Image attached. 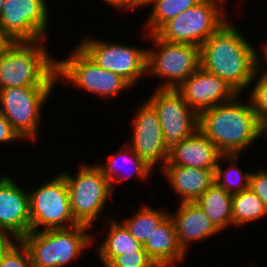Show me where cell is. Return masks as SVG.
Wrapping results in <instances>:
<instances>
[{
    "instance_id": "cell-29",
    "label": "cell",
    "mask_w": 267,
    "mask_h": 267,
    "mask_svg": "<svg viewBox=\"0 0 267 267\" xmlns=\"http://www.w3.org/2000/svg\"><path fill=\"white\" fill-rule=\"evenodd\" d=\"M0 267H33L30 252L22 240H16L0 257Z\"/></svg>"
},
{
    "instance_id": "cell-15",
    "label": "cell",
    "mask_w": 267,
    "mask_h": 267,
    "mask_svg": "<svg viewBox=\"0 0 267 267\" xmlns=\"http://www.w3.org/2000/svg\"><path fill=\"white\" fill-rule=\"evenodd\" d=\"M198 114L202 111L232 101L239 93L224 79L199 67L177 89Z\"/></svg>"
},
{
    "instance_id": "cell-36",
    "label": "cell",
    "mask_w": 267,
    "mask_h": 267,
    "mask_svg": "<svg viewBox=\"0 0 267 267\" xmlns=\"http://www.w3.org/2000/svg\"><path fill=\"white\" fill-rule=\"evenodd\" d=\"M261 51H264V52H263V54L261 53V55L259 54V70L267 77V47H263V50H261ZM262 55H264V56H262ZM262 57H264V58H262ZM261 63H264L262 65H265L266 64L265 67L262 68V69L260 67V64Z\"/></svg>"
},
{
    "instance_id": "cell-22",
    "label": "cell",
    "mask_w": 267,
    "mask_h": 267,
    "mask_svg": "<svg viewBox=\"0 0 267 267\" xmlns=\"http://www.w3.org/2000/svg\"><path fill=\"white\" fill-rule=\"evenodd\" d=\"M221 232L233 226L232 194L214 182L196 201Z\"/></svg>"
},
{
    "instance_id": "cell-28",
    "label": "cell",
    "mask_w": 267,
    "mask_h": 267,
    "mask_svg": "<svg viewBox=\"0 0 267 267\" xmlns=\"http://www.w3.org/2000/svg\"><path fill=\"white\" fill-rule=\"evenodd\" d=\"M253 81L257 82L254 84L248 100L251 101L259 122L265 127L267 125V77L258 69Z\"/></svg>"
},
{
    "instance_id": "cell-1",
    "label": "cell",
    "mask_w": 267,
    "mask_h": 267,
    "mask_svg": "<svg viewBox=\"0 0 267 267\" xmlns=\"http://www.w3.org/2000/svg\"><path fill=\"white\" fill-rule=\"evenodd\" d=\"M200 67L224 79L239 94L259 69V53L227 20L200 46Z\"/></svg>"
},
{
    "instance_id": "cell-3",
    "label": "cell",
    "mask_w": 267,
    "mask_h": 267,
    "mask_svg": "<svg viewBox=\"0 0 267 267\" xmlns=\"http://www.w3.org/2000/svg\"><path fill=\"white\" fill-rule=\"evenodd\" d=\"M46 41L11 42L0 55V90L9 87H55L58 81L56 58L48 53Z\"/></svg>"
},
{
    "instance_id": "cell-35",
    "label": "cell",
    "mask_w": 267,
    "mask_h": 267,
    "mask_svg": "<svg viewBox=\"0 0 267 267\" xmlns=\"http://www.w3.org/2000/svg\"><path fill=\"white\" fill-rule=\"evenodd\" d=\"M155 0H131V10H135L137 8H146L147 5H150L154 2Z\"/></svg>"
},
{
    "instance_id": "cell-37",
    "label": "cell",
    "mask_w": 267,
    "mask_h": 267,
    "mask_svg": "<svg viewBox=\"0 0 267 267\" xmlns=\"http://www.w3.org/2000/svg\"><path fill=\"white\" fill-rule=\"evenodd\" d=\"M11 44V41L0 30V55Z\"/></svg>"
},
{
    "instance_id": "cell-13",
    "label": "cell",
    "mask_w": 267,
    "mask_h": 267,
    "mask_svg": "<svg viewBox=\"0 0 267 267\" xmlns=\"http://www.w3.org/2000/svg\"><path fill=\"white\" fill-rule=\"evenodd\" d=\"M48 13L46 0H5L0 30L11 42L46 40Z\"/></svg>"
},
{
    "instance_id": "cell-31",
    "label": "cell",
    "mask_w": 267,
    "mask_h": 267,
    "mask_svg": "<svg viewBox=\"0 0 267 267\" xmlns=\"http://www.w3.org/2000/svg\"><path fill=\"white\" fill-rule=\"evenodd\" d=\"M249 188L264 202L267 207V170L258 169L250 173Z\"/></svg>"
},
{
    "instance_id": "cell-16",
    "label": "cell",
    "mask_w": 267,
    "mask_h": 267,
    "mask_svg": "<svg viewBox=\"0 0 267 267\" xmlns=\"http://www.w3.org/2000/svg\"><path fill=\"white\" fill-rule=\"evenodd\" d=\"M12 176L0 177V228L21 240L31 231L29 192Z\"/></svg>"
},
{
    "instance_id": "cell-40",
    "label": "cell",
    "mask_w": 267,
    "mask_h": 267,
    "mask_svg": "<svg viewBox=\"0 0 267 267\" xmlns=\"http://www.w3.org/2000/svg\"><path fill=\"white\" fill-rule=\"evenodd\" d=\"M267 42V41H266ZM262 47H267V43H265V44H263V46Z\"/></svg>"
},
{
    "instance_id": "cell-25",
    "label": "cell",
    "mask_w": 267,
    "mask_h": 267,
    "mask_svg": "<svg viewBox=\"0 0 267 267\" xmlns=\"http://www.w3.org/2000/svg\"><path fill=\"white\" fill-rule=\"evenodd\" d=\"M169 214V212L156 210L144 204L137 212H134L130 218L128 217L124 219L125 221L123 220L121 222L126 226L132 236L144 245L155 228H157Z\"/></svg>"
},
{
    "instance_id": "cell-20",
    "label": "cell",
    "mask_w": 267,
    "mask_h": 267,
    "mask_svg": "<svg viewBox=\"0 0 267 267\" xmlns=\"http://www.w3.org/2000/svg\"><path fill=\"white\" fill-rule=\"evenodd\" d=\"M143 248L158 267H174L185 260L186 253L180 247L174 221L170 214L155 228Z\"/></svg>"
},
{
    "instance_id": "cell-23",
    "label": "cell",
    "mask_w": 267,
    "mask_h": 267,
    "mask_svg": "<svg viewBox=\"0 0 267 267\" xmlns=\"http://www.w3.org/2000/svg\"><path fill=\"white\" fill-rule=\"evenodd\" d=\"M107 222H109L107 236L98 245L96 251L103 266L115 256L125 252L141 251L143 249V245L132 236L122 222L117 221L115 218Z\"/></svg>"
},
{
    "instance_id": "cell-34",
    "label": "cell",
    "mask_w": 267,
    "mask_h": 267,
    "mask_svg": "<svg viewBox=\"0 0 267 267\" xmlns=\"http://www.w3.org/2000/svg\"><path fill=\"white\" fill-rule=\"evenodd\" d=\"M107 2L110 6L115 8L117 11H129L131 10V0H102Z\"/></svg>"
},
{
    "instance_id": "cell-10",
    "label": "cell",
    "mask_w": 267,
    "mask_h": 267,
    "mask_svg": "<svg viewBox=\"0 0 267 267\" xmlns=\"http://www.w3.org/2000/svg\"><path fill=\"white\" fill-rule=\"evenodd\" d=\"M28 191L31 231H40L42 227L46 230L78 225L71 212L68 187L61 173Z\"/></svg>"
},
{
    "instance_id": "cell-21",
    "label": "cell",
    "mask_w": 267,
    "mask_h": 267,
    "mask_svg": "<svg viewBox=\"0 0 267 267\" xmlns=\"http://www.w3.org/2000/svg\"><path fill=\"white\" fill-rule=\"evenodd\" d=\"M126 149L127 150L121 149L118 153L110 155L106 164H97L108 180L112 191H114L116 187L115 184L120 183V180L126 179L127 177L129 179V177L134 176L133 174H136L135 176H138L139 179L144 180L145 178H149V175L153 172L154 168L140 158L130 146ZM127 164L131 165L128 166ZM129 167H131V169H129ZM125 169L128 170V172Z\"/></svg>"
},
{
    "instance_id": "cell-4",
    "label": "cell",
    "mask_w": 267,
    "mask_h": 267,
    "mask_svg": "<svg viewBox=\"0 0 267 267\" xmlns=\"http://www.w3.org/2000/svg\"><path fill=\"white\" fill-rule=\"evenodd\" d=\"M88 226L30 231L21 240L27 246L33 267H65L91 247L95 235ZM94 235V236H93Z\"/></svg>"
},
{
    "instance_id": "cell-38",
    "label": "cell",
    "mask_w": 267,
    "mask_h": 267,
    "mask_svg": "<svg viewBox=\"0 0 267 267\" xmlns=\"http://www.w3.org/2000/svg\"><path fill=\"white\" fill-rule=\"evenodd\" d=\"M4 3H5V0H0V14H1V11L3 9Z\"/></svg>"
},
{
    "instance_id": "cell-33",
    "label": "cell",
    "mask_w": 267,
    "mask_h": 267,
    "mask_svg": "<svg viewBox=\"0 0 267 267\" xmlns=\"http://www.w3.org/2000/svg\"><path fill=\"white\" fill-rule=\"evenodd\" d=\"M9 232L0 228V257L10 248V246L16 241Z\"/></svg>"
},
{
    "instance_id": "cell-11",
    "label": "cell",
    "mask_w": 267,
    "mask_h": 267,
    "mask_svg": "<svg viewBox=\"0 0 267 267\" xmlns=\"http://www.w3.org/2000/svg\"><path fill=\"white\" fill-rule=\"evenodd\" d=\"M147 100L156 110L168 152L199 129V114L176 89L155 88Z\"/></svg>"
},
{
    "instance_id": "cell-14",
    "label": "cell",
    "mask_w": 267,
    "mask_h": 267,
    "mask_svg": "<svg viewBox=\"0 0 267 267\" xmlns=\"http://www.w3.org/2000/svg\"><path fill=\"white\" fill-rule=\"evenodd\" d=\"M137 110L132 120V140L130 146L133 151L151 167L159 163L161 168L168 161L169 152L164 146L161 125L154 107L145 101ZM132 145V146H131ZM163 163V164H162Z\"/></svg>"
},
{
    "instance_id": "cell-27",
    "label": "cell",
    "mask_w": 267,
    "mask_h": 267,
    "mask_svg": "<svg viewBox=\"0 0 267 267\" xmlns=\"http://www.w3.org/2000/svg\"><path fill=\"white\" fill-rule=\"evenodd\" d=\"M201 0H155L153 10L144 24L148 34L155 33L164 23L176 17L186 9L195 6Z\"/></svg>"
},
{
    "instance_id": "cell-12",
    "label": "cell",
    "mask_w": 267,
    "mask_h": 267,
    "mask_svg": "<svg viewBox=\"0 0 267 267\" xmlns=\"http://www.w3.org/2000/svg\"><path fill=\"white\" fill-rule=\"evenodd\" d=\"M95 63L106 71L120 75L132 87L146 74L147 48H137L93 37L78 45Z\"/></svg>"
},
{
    "instance_id": "cell-6",
    "label": "cell",
    "mask_w": 267,
    "mask_h": 267,
    "mask_svg": "<svg viewBox=\"0 0 267 267\" xmlns=\"http://www.w3.org/2000/svg\"><path fill=\"white\" fill-rule=\"evenodd\" d=\"M69 191L72 215L78 224L92 228L102 215L107 200L112 198V189L101 169L96 165L81 164L73 176L66 170L61 172Z\"/></svg>"
},
{
    "instance_id": "cell-9",
    "label": "cell",
    "mask_w": 267,
    "mask_h": 267,
    "mask_svg": "<svg viewBox=\"0 0 267 267\" xmlns=\"http://www.w3.org/2000/svg\"><path fill=\"white\" fill-rule=\"evenodd\" d=\"M54 87H9L0 90V113L18 135L35 143L43 105ZM41 121V122H40Z\"/></svg>"
},
{
    "instance_id": "cell-8",
    "label": "cell",
    "mask_w": 267,
    "mask_h": 267,
    "mask_svg": "<svg viewBox=\"0 0 267 267\" xmlns=\"http://www.w3.org/2000/svg\"><path fill=\"white\" fill-rule=\"evenodd\" d=\"M57 79L100 98H112L132 86L120 75L106 71L95 63L78 45L68 58L56 60ZM112 96V97H111Z\"/></svg>"
},
{
    "instance_id": "cell-26",
    "label": "cell",
    "mask_w": 267,
    "mask_h": 267,
    "mask_svg": "<svg viewBox=\"0 0 267 267\" xmlns=\"http://www.w3.org/2000/svg\"><path fill=\"white\" fill-rule=\"evenodd\" d=\"M240 155H222L215 168V182L230 194L240 193L249 188L250 171L242 172L237 166ZM221 161H228V168L223 170Z\"/></svg>"
},
{
    "instance_id": "cell-39",
    "label": "cell",
    "mask_w": 267,
    "mask_h": 267,
    "mask_svg": "<svg viewBox=\"0 0 267 267\" xmlns=\"http://www.w3.org/2000/svg\"><path fill=\"white\" fill-rule=\"evenodd\" d=\"M265 134H267V125L265 126Z\"/></svg>"
},
{
    "instance_id": "cell-19",
    "label": "cell",
    "mask_w": 267,
    "mask_h": 267,
    "mask_svg": "<svg viewBox=\"0 0 267 267\" xmlns=\"http://www.w3.org/2000/svg\"><path fill=\"white\" fill-rule=\"evenodd\" d=\"M160 170L179 194V202L196 201L215 182V170L180 165H164Z\"/></svg>"
},
{
    "instance_id": "cell-30",
    "label": "cell",
    "mask_w": 267,
    "mask_h": 267,
    "mask_svg": "<svg viewBox=\"0 0 267 267\" xmlns=\"http://www.w3.org/2000/svg\"><path fill=\"white\" fill-rule=\"evenodd\" d=\"M104 267H158L143 248L113 257Z\"/></svg>"
},
{
    "instance_id": "cell-17",
    "label": "cell",
    "mask_w": 267,
    "mask_h": 267,
    "mask_svg": "<svg viewBox=\"0 0 267 267\" xmlns=\"http://www.w3.org/2000/svg\"><path fill=\"white\" fill-rule=\"evenodd\" d=\"M176 214L170 213L180 247L185 253L191 242L202 241L221 233L195 202H180Z\"/></svg>"
},
{
    "instance_id": "cell-5",
    "label": "cell",
    "mask_w": 267,
    "mask_h": 267,
    "mask_svg": "<svg viewBox=\"0 0 267 267\" xmlns=\"http://www.w3.org/2000/svg\"><path fill=\"white\" fill-rule=\"evenodd\" d=\"M225 1L201 0L195 6L168 20L155 34L167 42L200 47L228 20L224 16Z\"/></svg>"
},
{
    "instance_id": "cell-18",
    "label": "cell",
    "mask_w": 267,
    "mask_h": 267,
    "mask_svg": "<svg viewBox=\"0 0 267 267\" xmlns=\"http://www.w3.org/2000/svg\"><path fill=\"white\" fill-rule=\"evenodd\" d=\"M222 155L217 147L198 129L169 152L168 161L164 165L215 170Z\"/></svg>"
},
{
    "instance_id": "cell-32",
    "label": "cell",
    "mask_w": 267,
    "mask_h": 267,
    "mask_svg": "<svg viewBox=\"0 0 267 267\" xmlns=\"http://www.w3.org/2000/svg\"><path fill=\"white\" fill-rule=\"evenodd\" d=\"M23 140L13 129L10 122L0 113V144Z\"/></svg>"
},
{
    "instance_id": "cell-7",
    "label": "cell",
    "mask_w": 267,
    "mask_h": 267,
    "mask_svg": "<svg viewBox=\"0 0 267 267\" xmlns=\"http://www.w3.org/2000/svg\"><path fill=\"white\" fill-rule=\"evenodd\" d=\"M146 35L155 46L153 49H147L146 74L165 80L164 83H159L157 88L177 89L200 67V47L167 42L155 33Z\"/></svg>"
},
{
    "instance_id": "cell-2",
    "label": "cell",
    "mask_w": 267,
    "mask_h": 267,
    "mask_svg": "<svg viewBox=\"0 0 267 267\" xmlns=\"http://www.w3.org/2000/svg\"><path fill=\"white\" fill-rule=\"evenodd\" d=\"M239 96L199 114V130L223 155H240L265 134L251 101L243 102Z\"/></svg>"
},
{
    "instance_id": "cell-24",
    "label": "cell",
    "mask_w": 267,
    "mask_h": 267,
    "mask_svg": "<svg viewBox=\"0 0 267 267\" xmlns=\"http://www.w3.org/2000/svg\"><path fill=\"white\" fill-rule=\"evenodd\" d=\"M233 226L241 227L267 216L264 202L250 188L232 195Z\"/></svg>"
}]
</instances>
